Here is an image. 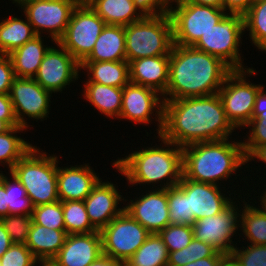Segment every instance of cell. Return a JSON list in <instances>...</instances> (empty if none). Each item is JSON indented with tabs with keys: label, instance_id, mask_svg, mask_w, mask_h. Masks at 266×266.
Segmentation results:
<instances>
[{
	"label": "cell",
	"instance_id": "44",
	"mask_svg": "<svg viewBox=\"0 0 266 266\" xmlns=\"http://www.w3.org/2000/svg\"><path fill=\"white\" fill-rule=\"evenodd\" d=\"M143 16L166 15L170 13L173 0H132ZM172 3V4H171Z\"/></svg>",
	"mask_w": 266,
	"mask_h": 266
},
{
	"label": "cell",
	"instance_id": "43",
	"mask_svg": "<svg viewBox=\"0 0 266 266\" xmlns=\"http://www.w3.org/2000/svg\"><path fill=\"white\" fill-rule=\"evenodd\" d=\"M38 262L26 244L13 243L0 257L1 266H35Z\"/></svg>",
	"mask_w": 266,
	"mask_h": 266
},
{
	"label": "cell",
	"instance_id": "29",
	"mask_svg": "<svg viewBox=\"0 0 266 266\" xmlns=\"http://www.w3.org/2000/svg\"><path fill=\"white\" fill-rule=\"evenodd\" d=\"M25 18L24 21L10 16L0 22V51L3 55H9L37 36L26 16Z\"/></svg>",
	"mask_w": 266,
	"mask_h": 266
},
{
	"label": "cell",
	"instance_id": "49",
	"mask_svg": "<svg viewBox=\"0 0 266 266\" xmlns=\"http://www.w3.org/2000/svg\"><path fill=\"white\" fill-rule=\"evenodd\" d=\"M9 234L6 232L4 225L0 221V257L9 249L12 245Z\"/></svg>",
	"mask_w": 266,
	"mask_h": 266
},
{
	"label": "cell",
	"instance_id": "54",
	"mask_svg": "<svg viewBox=\"0 0 266 266\" xmlns=\"http://www.w3.org/2000/svg\"><path fill=\"white\" fill-rule=\"evenodd\" d=\"M264 90L263 86L256 94L254 109H266V91Z\"/></svg>",
	"mask_w": 266,
	"mask_h": 266
},
{
	"label": "cell",
	"instance_id": "4",
	"mask_svg": "<svg viewBox=\"0 0 266 266\" xmlns=\"http://www.w3.org/2000/svg\"><path fill=\"white\" fill-rule=\"evenodd\" d=\"M228 139L198 142L182 147L183 176L196 182L215 185H218L219 180L230 179L236 170L247 164V158L242 142H230Z\"/></svg>",
	"mask_w": 266,
	"mask_h": 266
},
{
	"label": "cell",
	"instance_id": "28",
	"mask_svg": "<svg viewBox=\"0 0 266 266\" xmlns=\"http://www.w3.org/2000/svg\"><path fill=\"white\" fill-rule=\"evenodd\" d=\"M84 85V98L92 103L91 105L109 118H119L122 109L123 88L96 82H86Z\"/></svg>",
	"mask_w": 266,
	"mask_h": 266
},
{
	"label": "cell",
	"instance_id": "30",
	"mask_svg": "<svg viewBox=\"0 0 266 266\" xmlns=\"http://www.w3.org/2000/svg\"><path fill=\"white\" fill-rule=\"evenodd\" d=\"M244 204L241 214H239V227L245 235V239L255 245L266 244V209L254 207L249 202L246 203L245 199L242 201Z\"/></svg>",
	"mask_w": 266,
	"mask_h": 266
},
{
	"label": "cell",
	"instance_id": "15",
	"mask_svg": "<svg viewBox=\"0 0 266 266\" xmlns=\"http://www.w3.org/2000/svg\"><path fill=\"white\" fill-rule=\"evenodd\" d=\"M162 98L161 94L151 88L129 82L123 87L122 109L118 120L122 118L137 124L149 125L151 115L155 111L156 118L153 119L158 122L157 134L160 135L163 129Z\"/></svg>",
	"mask_w": 266,
	"mask_h": 266
},
{
	"label": "cell",
	"instance_id": "33",
	"mask_svg": "<svg viewBox=\"0 0 266 266\" xmlns=\"http://www.w3.org/2000/svg\"><path fill=\"white\" fill-rule=\"evenodd\" d=\"M243 18L252 45L266 52V0H255Z\"/></svg>",
	"mask_w": 266,
	"mask_h": 266
},
{
	"label": "cell",
	"instance_id": "14",
	"mask_svg": "<svg viewBox=\"0 0 266 266\" xmlns=\"http://www.w3.org/2000/svg\"><path fill=\"white\" fill-rule=\"evenodd\" d=\"M235 203L236 201L232 202L217 215L195 221L192 225L194 238L212 245L219 252L229 256L236 246L232 237L239 228L240 211Z\"/></svg>",
	"mask_w": 266,
	"mask_h": 266
},
{
	"label": "cell",
	"instance_id": "58",
	"mask_svg": "<svg viewBox=\"0 0 266 266\" xmlns=\"http://www.w3.org/2000/svg\"><path fill=\"white\" fill-rule=\"evenodd\" d=\"M263 193L264 194H261L260 195V198L259 199H261V200H259V201L261 202L260 204L266 209V191L264 190Z\"/></svg>",
	"mask_w": 266,
	"mask_h": 266
},
{
	"label": "cell",
	"instance_id": "55",
	"mask_svg": "<svg viewBox=\"0 0 266 266\" xmlns=\"http://www.w3.org/2000/svg\"><path fill=\"white\" fill-rule=\"evenodd\" d=\"M12 127L4 120L0 119V134L9 131Z\"/></svg>",
	"mask_w": 266,
	"mask_h": 266
},
{
	"label": "cell",
	"instance_id": "22",
	"mask_svg": "<svg viewBox=\"0 0 266 266\" xmlns=\"http://www.w3.org/2000/svg\"><path fill=\"white\" fill-rule=\"evenodd\" d=\"M170 55L144 57L129 62L130 82L163 96L169 82Z\"/></svg>",
	"mask_w": 266,
	"mask_h": 266
},
{
	"label": "cell",
	"instance_id": "16",
	"mask_svg": "<svg viewBox=\"0 0 266 266\" xmlns=\"http://www.w3.org/2000/svg\"><path fill=\"white\" fill-rule=\"evenodd\" d=\"M46 52L34 79L51 93L61 92L71 82L78 80L80 63L58 42ZM59 48V49H58Z\"/></svg>",
	"mask_w": 266,
	"mask_h": 266
},
{
	"label": "cell",
	"instance_id": "17",
	"mask_svg": "<svg viewBox=\"0 0 266 266\" xmlns=\"http://www.w3.org/2000/svg\"><path fill=\"white\" fill-rule=\"evenodd\" d=\"M178 185L188 194L189 225L201 218L221 213L233 201L226 197L219 185L196 182L182 176Z\"/></svg>",
	"mask_w": 266,
	"mask_h": 266
},
{
	"label": "cell",
	"instance_id": "32",
	"mask_svg": "<svg viewBox=\"0 0 266 266\" xmlns=\"http://www.w3.org/2000/svg\"><path fill=\"white\" fill-rule=\"evenodd\" d=\"M27 130L23 126H14L0 134V164H7L9 171L33 146L16 134ZM15 134V135H14Z\"/></svg>",
	"mask_w": 266,
	"mask_h": 266
},
{
	"label": "cell",
	"instance_id": "35",
	"mask_svg": "<svg viewBox=\"0 0 266 266\" xmlns=\"http://www.w3.org/2000/svg\"><path fill=\"white\" fill-rule=\"evenodd\" d=\"M0 180L4 183L7 193V204L9 215H30L32 216L34 205L27 196L26 190L20 181L9 171L12 181L0 171ZM13 182V183H12Z\"/></svg>",
	"mask_w": 266,
	"mask_h": 266
},
{
	"label": "cell",
	"instance_id": "3",
	"mask_svg": "<svg viewBox=\"0 0 266 266\" xmlns=\"http://www.w3.org/2000/svg\"><path fill=\"white\" fill-rule=\"evenodd\" d=\"M161 144L145 147L139 151H133L122 159L118 158L113 162V166L123 176L127 183L132 186L143 183L162 184L158 189H168L175 187L183 176V150L173 142L158 135ZM171 147V148H170ZM165 179L166 183H165ZM164 180V181H162ZM164 182V183H163Z\"/></svg>",
	"mask_w": 266,
	"mask_h": 266
},
{
	"label": "cell",
	"instance_id": "11",
	"mask_svg": "<svg viewBox=\"0 0 266 266\" xmlns=\"http://www.w3.org/2000/svg\"><path fill=\"white\" fill-rule=\"evenodd\" d=\"M102 254L126 262L151 234L125 210L101 231Z\"/></svg>",
	"mask_w": 266,
	"mask_h": 266
},
{
	"label": "cell",
	"instance_id": "24",
	"mask_svg": "<svg viewBox=\"0 0 266 266\" xmlns=\"http://www.w3.org/2000/svg\"><path fill=\"white\" fill-rule=\"evenodd\" d=\"M65 230H55L32 221L26 246L39 261H51L64 244Z\"/></svg>",
	"mask_w": 266,
	"mask_h": 266
},
{
	"label": "cell",
	"instance_id": "38",
	"mask_svg": "<svg viewBox=\"0 0 266 266\" xmlns=\"http://www.w3.org/2000/svg\"><path fill=\"white\" fill-rule=\"evenodd\" d=\"M170 225H189L188 194L179 186L167 189Z\"/></svg>",
	"mask_w": 266,
	"mask_h": 266
},
{
	"label": "cell",
	"instance_id": "41",
	"mask_svg": "<svg viewBox=\"0 0 266 266\" xmlns=\"http://www.w3.org/2000/svg\"><path fill=\"white\" fill-rule=\"evenodd\" d=\"M12 243L26 244L32 224L30 215H7L0 218Z\"/></svg>",
	"mask_w": 266,
	"mask_h": 266
},
{
	"label": "cell",
	"instance_id": "52",
	"mask_svg": "<svg viewBox=\"0 0 266 266\" xmlns=\"http://www.w3.org/2000/svg\"><path fill=\"white\" fill-rule=\"evenodd\" d=\"M119 263V261H116L111 257L102 254L88 266H118Z\"/></svg>",
	"mask_w": 266,
	"mask_h": 266
},
{
	"label": "cell",
	"instance_id": "51",
	"mask_svg": "<svg viewBox=\"0 0 266 266\" xmlns=\"http://www.w3.org/2000/svg\"><path fill=\"white\" fill-rule=\"evenodd\" d=\"M175 3H193L197 5H206L222 9V0H173Z\"/></svg>",
	"mask_w": 266,
	"mask_h": 266
},
{
	"label": "cell",
	"instance_id": "8",
	"mask_svg": "<svg viewBox=\"0 0 266 266\" xmlns=\"http://www.w3.org/2000/svg\"><path fill=\"white\" fill-rule=\"evenodd\" d=\"M176 4V5H175ZM170 9L173 42L182 46H194L228 13L221 8L193 3H174Z\"/></svg>",
	"mask_w": 266,
	"mask_h": 266
},
{
	"label": "cell",
	"instance_id": "57",
	"mask_svg": "<svg viewBox=\"0 0 266 266\" xmlns=\"http://www.w3.org/2000/svg\"><path fill=\"white\" fill-rule=\"evenodd\" d=\"M221 266H238L230 257H228Z\"/></svg>",
	"mask_w": 266,
	"mask_h": 266
},
{
	"label": "cell",
	"instance_id": "47",
	"mask_svg": "<svg viewBox=\"0 0 266 266\" xmlns=\"http://www.w3.org/2000/svg\"><path fill=\"white\" fill-rule=\"evenodd\" d=\"M255 0H222V9L230 14L244 15Z\"/></svg>",
	"mask_w": 266,
	"mask_h": 266
},
{
	"label": "cell",
	"instance_id": "10",
	"mask_svg": "<svg viewBox=\"0 0 266 266\" xmlns=\"http://www.w3.org/2000/svg\"><path fill=\"white\" fill-rule=\"evenodd\" d=\"M105 25L87 3H79L57 42L81 64L90 55Z\"/></svg>",
	"mask_w": 266,
	"mask_h": 266
},
{
	"label": "cell",
	"instance_id": "46",
	"mask_svg": "<svg viewBox=\"0 0 266 266\" xmlns=\"http://www.w3.org/2000/svg\"><path fill=\"white\" fill-rule=\"evenodd\" d=\"M0 119L6 121L11 127L20 126L15 117L9 94H0Z\"/></svg>",
	"mask_w": 266,
	"mask_h": 266
},
{
	"label": "cell",
	"instance_id": "5",
	"mask_svg": "<svg viewBox=\"0 0 266 266\" xmlns=\"http://www.w3.org/2000/svg\"><path fill=\"white\" fill-rule=\"evenodd\" d=\"M33 146L10 172L20 181L34 206L59 200L57 188L58 158Z\"/></svg>",
	"mask_w": 266,
	"mask_h": 266
},
{
	"label": "cell",
	"instance_id": "48",
	"mask_svg": "<svg viewBox=\"0 0 266 266\" xmlns=\"http://www.w3.org/2000/svg\"><path fill=\"white\" fill-rule=\"evenodd\" d=\"M228 257H206L184 266H221Z\"/></svg>",
	"mask_w": 266,
	"mask_h": 266
},
{
	"label": "cell",
	"instance_id": "6",
	"mask_svg": "<svg viewBox=\"0 0 266 266\" xmlns=\"http://www.w3.org/2000/svg\"><path fill=\"white\" fill-rule=\"evenodd\" d=\"M173 42L169 14L144 16L125 26L126 61L144 57L170 55Z\"/></svg>",
	"mask_w": 266,
	"mask_h": 266
},
{
	"label": "cell",
	"instance_id": "40",
	"mask_svg": "<svg viewBox=\"0 0 266 266\" xmlns=\"http://www.w3.org/2000/svg\"><path fill=\"white\" fill-rule=\"evenodd\" d=\"M158 234L162 238L163 243L166 245L168 253L187 247L194 238L192 226L183 224H169Z\"/></svg>",
	"mask_w": 266,
	"mask_h": 266
},
{
	"label": "cell",
	"instance_id": "9",
	"mask_svg": "<svg viewBox=\"0 0 266 266\" xmlns=\"http://www.w3.org/2000/svg\"><path fill=\"white\" fill-rule=\"evenodd\" d=\"M253 69L233 70L218 91L227 119L236 128L244 127L251 119L255 97L263 85L246 81V76L255 75Z\"/></svg>",
	"mask_w": 266,
	"mask_h": 266
},
{
	"label": "cell",
	"instance_id": "1",
	"mask_svg": "<svg viewBox=\"0 0 266 266\" xmlns=\"http://www.w3.org/2000/svg\"><path fill=\"white\" fill-rule=\"evenodd\" d=\"M235 129L218 93L164 101L160 135L177 146L230 138Z\"/></svg>",
	"mask_w": 266,
	"mask_h": 266
},
{
	"label": "cell",
	"instance_id": "56",
	"mask_svg": "<svg viewBox=\"0 0 266 266\" xmlns=\"http://www.w3.org/2000/svg\"><path fill=\"white\" fill-rule=\"evenodd\" d=\"M12 1H13V4L16 3V4H18L17 6L22 8L26 4L33 2V1H38V0H12Z\"/></svg>",
	"mask_w": 266,
	"mask_h": 266
},
{
	"label": "cell",
	"instance_id": "37",
	"mask_svg": "<svg viewBox=\"0 0 266 266\" xmlns=\"http://www.w3.org/2000/svg\"><path fill=\"white\" fill-rule=\"evenodd\" d=\"M245 127L250 128V133L248 140L241 142L247 158L257 147L266 145V109H253L252 119Z\"/></svg>",
	"mask_w": 266,
	"mask_h": 266
},
{
	"label": "cell",
	"instance_id": "23",
	"mask_svg": "<svg viewBox=\"0 0 266 266\" xmlns=\"http://www.w3.org/2000/svg\"><path fill=\"white\" fill-rule=\"evenodd\" d=\"M126 61L125 26L105 25L83 62Z\"/></svg>",
	"mask_w": 266,
	"mask_h": 266
},
{
	"label": "cell",
	"instance_id": "36",
	"mask_svg": "<svg viewBox=\"0 0 266 266\" xmlns=\"http://www.w3.org/2000/svg\"><path fill=\"white\" fill-rule=\"evenodd\" d=\"M206 257H229L227 254L219 252L212 245L193 238L190 244L177 251L169 252L167 266H184L190 262Z\"/></svg>",
	"mask_w": 266,
	"mask_h": 266
},
{
	"label": "cell",
	"instance_id": "34",
	"mask_svg": "<svg viewBox=\"0 0 266 266\" xmlns=\"http://www.w3.org/2000/svg\"><path fill=\"white\" fill-rule=\"evenodd\" d=\"M66 234H89L98 231L90 222L84 201H62Z\"/></svg>",
	"mask_w": 266,
	"mask_h": 266
},
{
	"label": "cell",
	"instance_id": "26",
	"mask_svg": "<svg viewBox=\"0 0 266 266\" xmlns=\"http://www.w3.org/2000/svg\"><path fill=\"white\" fill-rule=\"evenodd\" d=\"M86 3L106 25L126 26L144 17L132 0H89Z\"/></svg>",
	"mask_w": 266,
	"mask_h": 266
},
{
	"label": "cell",
	"instance_id": "21",
	"mask_svg": "<svg viewBox=\"0 0 266 266\" xmlns=\"http://www.w3.org/2000/svg\"><path fill=\"white\" fill-rule=\"evenodd\" d=\"M87 164L64 168L58 166L57 188L60 201H84L101 180Z\"/></svg>",
	"mask_w": 266,
	"mask_h": 266
},
{
	"label": "cell",
	"instance_id": "19",
	"mask_svg": "<svg viewBox=\"0 0 266 266\" xmlns=\"http://www.w3.org/2000/svg\"><path fill=\"white\" fill-rule=\"evenodd\" d=\"M119 193L121 192L118 191L114 183L102 182L101 179L84 199L90 222L98 231L106 227L124 210V206L118 208V205L120 201L126 202L127 199L124 200Z\"/></svg>",
	"mask_w": 266,
	"mask_h": 266
},
{
	"label": "cell",
	"instance_id": "60",
	"mask_svg": "<svg viewBox=\"0 0 266 266\" xmlns=\"http://www.w3.org/2000/svg\"><path fill=\"white\" fill-rule=\"evenodd\" d=\"M118 266H131L127 262H120Z\"/></svg>",
	"mask_w": 266,
	"mask_h": 266
},
{
	"label": "cell",
	"instance_id": "12",
	"mask_svg": "<svg viewBox=\"0 0 266 266\" xmlns=\"http://www.w3.org/2000/svg\"><path fill=\"white\" fill-rule=\"evenodd\" d=\"M78 0H38L22 7L36 35L44 31L57 42L64 34Z\"/></svg>",
	"mask_w": 266,
	"mask_h": 266
},
{
	"label": "cell",
	"instance_id": "45",
	"mask_svg": "<svg viewBox=\"0 0 266 266\" xmlns=\"http://www.w3.org/2000/svg\"><path fill=\"white\" fill-rule=\"evenodd\" d=\"M15 78L13 64L9 55L0 58V94H9Z\"/></svg>",
	"mask_w": 266,
	"mask_h": 266
},
{
	"label": "cell",
	"instance_id": "25",
	"mask_svg": "<svg viewBox=\"0 0 266 266\" xmlns=\"http://www.w3.org/2000/svg\"><path fill=\"white\" fill-rule=\"evenodd\" d=\"M43 42L42 36L37 35L9 54L15 77L34 78L46 52L51 47L44 45Z\"/></svg>",
	"mask_w": 266,
	"mask_h": 266
},
{
	"label": "cell",
	"instance_id": "42",
	"mask_svg": "<svg viewBox=\"0 0 266 266\" xmlns=\"http://www.w3.org/2000/svg\"><path fill=\"white\" fill-rule=\"evenodd\" d=\"M229 257L238 266H266V244L248 243V246H243L240 250L235 246Z\"/></svg>",
	"mask_w": 266,
	"mask_h": 266
},
{
	"label": "cell",
	"instance_id": "50",
	"mask_svg": "<svg viewBox=\"0 0 266 266\" xmlns=\"http://www.w3.org/2000/svg\"><path fill=\"white\" fill-rule=\"evenodd\" d=\"M9 215L7 193L4 183L0 180V218Z\"/></svg>",
	"mask_w": 266,
	"mask_h": 266
},
{
	"label": "cell",
	"instance_id": "2",
	"mask_svg": "<svg viewBox=\"0 0 266 266\" xmlns=\"http://www.w3.org/2000/svg\"><path fill=\"white\" fill-rule=\"evenodd\" d=\"M232 71L226 63L211 54L193 46L174 44L163 101L217 94Z\"/></svg>",
	"mask_w": 266,
	"mask_h": 266
},
{
	"label": "cell",
	"instance_id": "27",
	"mask_svg": "<svg viewBox=\"0 0 266 266\" xmlns=\"http://www.w3.org/2000/svg\"><path fill=\"white\" fill-rule=\"evenodd\" d=\"M80 66L87 72L88 80L86 82H96L119 88H123L130 82L127 61L82 62Z\"/></svg>",
	"mask_w": 266,
	"mask_h": 266
},
{
	"label": "cell",
	"instance_id": "7",
	"mask_svg": "<svg viewBox=\"0 0 266 266\" xmlns=\"http://www.w3.org/2000/svg\"><path fill=\"white\" fill-rule=\"evenodd\" d=\"M243 32H246L243 15L227 13L193 47L221 59L232 70L249 69L243 67L238 48L242 44Z\"/></svg>",
	"mask_w": 266,
	"mask_h": 266
},
{
	"label": "cell",
	"instance_id": "61",
	"mask_svg": "<svg viewBox=\"0 0 266 266\" xmlns=\"http://www.w3.org/2000/svg\"><path fill=\"white\" fill-rule=\"evenodd\" d=\"M80 3H86L89 0H78Z\"/></svg>",
	"mask_w": 266,
	"mask_h": 266
},
{
	"label": "cell",
	"instance_id": "39",
	"mask_svg": "<svg viewBox=\"0 0 266 266\" xmlns=\"http://www.w3.org/2000/svg\"><path fill=\"white\" fill-rule=\"evenodd\" d=\"M35 224L55 230H65L62 201L35 206L32 213Z\"/></svg>",
	"mask_w": 266,
	"mask_h": 266
},
{
	"label": "cell",
	"instance_id": "53",
	"mask_svg": "<svg viewBox=\"0 0 266 266\" xmlns=\"http://www.w3.org/2000/svg\"><path fill=\"white\" fill-rule=\"evenodd\" d=\"M260 160L261 162L266 164V145H262L260 147H257L248 157H247V163L254 161V159Z\"/></svg>",
	"mask_w": 266,
	"mask_h": 266
},
{
	"label": "cell",
	"instance_id": "20",
	"mask_svg": "<svg viewBox=\"0 0 266 266\" xmlns=\"http://www.w3.org/2000/svg\"><path fill=\"white\" fill-rule=\"evenodd\" d=\"M102 255L100 231L69 234L59 253L51 260L57 266H88Z\"/></svg>",
	"mask_w": 266,
	"mask_h": 266
},
{
	"label": "cell",
	"instance_id": "13",
	"mask_svg": "<svg viewBox=\"0 0 266 266\" xmlns=\"http://www.w3.org/2000/svg\"><path fill=\"white\" fill-rule=\"evenodd\" d=\"M52 93L40 86L34 78L15 77L10 89L14 114L20 126L28 129L26 116L43 121L49 117ZM26 115V116H25ZM25 116V117H24ZM43 119V120H42Z\"/></svg>",
	"mask_w": 266,
	"mask_h": 266
},
{
	"label": "cell",
	"instance_id": "31",
	"mask_svg": "<svg viewBox=\"0 0 266 266\" xmlns=\"http://www.w3.org/2000/svg\"><path fill=\"white\" fill-rule=\"evenodd\" d=\"M168 254L159 234L152 233L126 262L131 266H167Z\"/></svg>",
	"mask_w": 266,
	"mask_h": 266
},
{
	"label": "cell",
	"instance_id": "59",
	"mask_svg": "<svg viewBox=\"0 0 266 266\" xmlns=\"http://www.w3.org/2000/svg\"><path fill=\"white\" fill-rule=\"evenodd\" d=\"M39 266H57L54 262L52 261H39L38 262Z\"/></svg>",
	"mask_w": 266,
	"mask_h": 266
},
{
	"label": "cell",
	"instance_id": "18",
	"mask_svg": "<svg viewBox=\"0 0 266 266\" xmlns=\"http://www.w3.org/2000/svg\"><path fill=\"white\" fill-rule=\"evenodd\" d=\"M135 198L130 199L124 210L151 234H158L170 224L167 189L152 187V191Z\"/></svg>",
	"mask_w": 266,
	"mask_h": 266
}]
</instances>
